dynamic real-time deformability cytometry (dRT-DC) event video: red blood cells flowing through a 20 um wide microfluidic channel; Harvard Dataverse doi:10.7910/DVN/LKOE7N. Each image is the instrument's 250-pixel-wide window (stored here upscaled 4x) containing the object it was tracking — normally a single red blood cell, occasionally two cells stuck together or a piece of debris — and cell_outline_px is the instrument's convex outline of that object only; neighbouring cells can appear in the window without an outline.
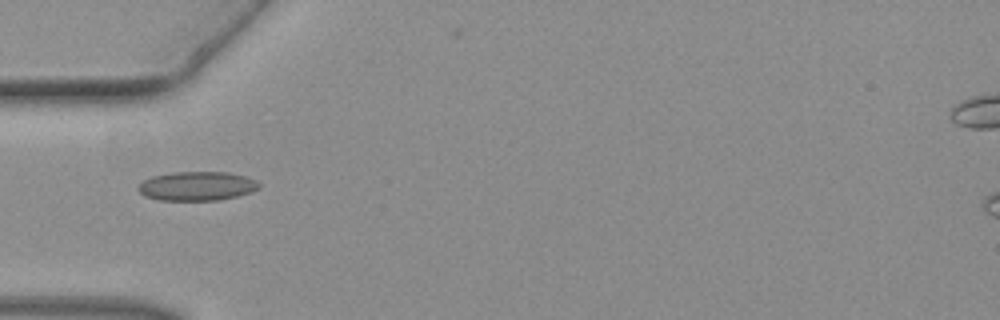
{"species": "common noctule bat (a hibernating species)", "species_latin": "Nyctalus noctula", "temperature_condition": "warm", "stored_images_in_passage": 31, "camera_frame_rate_fps": 3000, "um_per_image_px": 0.085, "animal": {"sex": "female", "body_mass_g": 19.3, "forearm_length_mm": 54.1}, "frame": {"image": 1, "passage_image": 1, "time_ms": 0.0, "image_size_px": [1000, 320], "cell_outline_px": [[260, 188], [252, 192], [220, 200], [160, 200], [144, 196], [136, 188], [136, 184], [152, 176], [176, 172], [228, 172], [244, 176], [256, 180], [260, 184]], "centroid_in_image_um": [16.73, 15.82], "position_along_channel_um": 68.3, "area_um2": 20.58}}
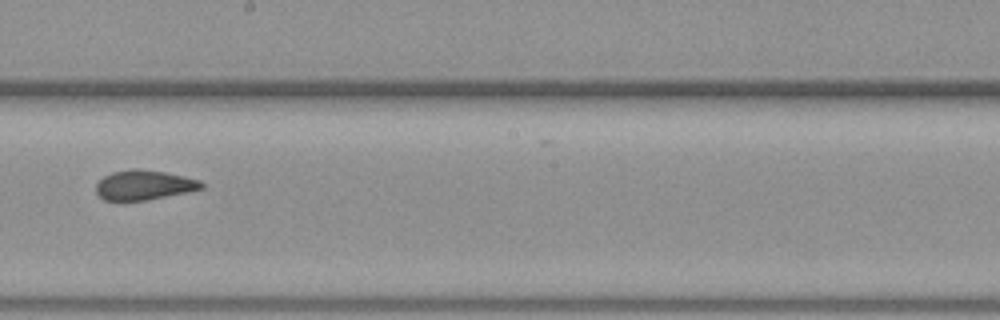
{"frame": {"image": 2, "passage_image": 13, "time_ms": 4.0, "image_size_px": [1000, 320], "cell_outline_px": [[204, 188], [188, 192], [148, 200], [104, 200], [96, 192], [96, 184], [104, 176], [112, 172], [136, 168], [164, 172], [184, 176], [200, 180], [204, 184]], "centroid_in_image_um": [12.26, 15.73], "position_along_channel_um": 235.9, "area_um2": 18.21}}
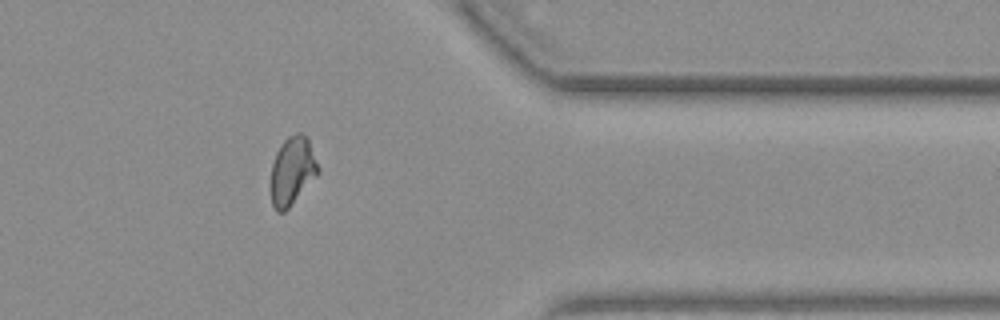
{"frame": {"image": 3, "passage_image": 25, "time_ms": 8.0, "image_size_px": [1000, 320], "cell_outline_px": [[320, 172], [288, 208], [284, 212], [276, 212], [272, 204], [272, 164], [276, 152], [280, 144], [288, 136], [296, 132], [300, 132], [308, 136], [320, 168]], "centroid_in_image_um": [24.87, 14.47], "position_along_channel_um": 386.5, "area_um2": 18.84}}